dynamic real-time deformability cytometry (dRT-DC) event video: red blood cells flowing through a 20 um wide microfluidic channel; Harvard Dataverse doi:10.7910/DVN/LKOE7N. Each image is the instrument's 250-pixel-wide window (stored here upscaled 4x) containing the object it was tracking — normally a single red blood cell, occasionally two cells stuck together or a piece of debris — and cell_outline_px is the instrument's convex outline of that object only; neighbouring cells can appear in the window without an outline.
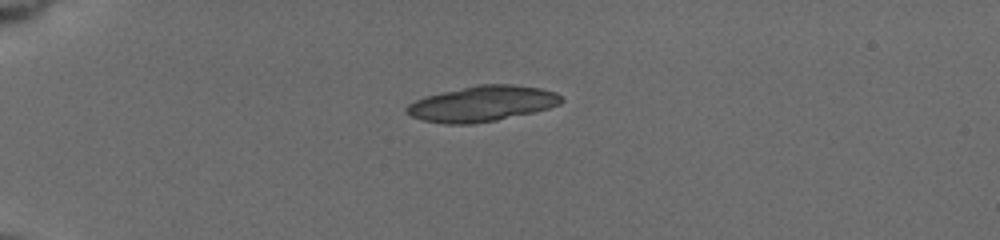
{"species": "common noctule bat (a hibernating species)", "species_latin": "Nyctalus noctula", "temperature_condition": "cold", "stored_images_in_passage": 41, "segment_of_instrument_passage": [1, 2], "camera_frame_rate_fps": 3000, "um_per_image_px": 0.085, "animal": {"sex": "female", "body_mass_g": 19.5, "forearm_length_mm": 54.1}, "frame": {"image": 1, "passage_image": 1, "time_ms": 0.0, "image_size_px": [1000, 240], "cell_outline_px": [[564, 100], [560, 104], [548, 108], [532, 112], [496, 120], [472, 124], [444, 124], [424, 120], [412, 116], [404, 112], [404, 108], [408, 104], [416, 100], [428, 96], [444, 92], [480, 84], [512, 84], [540, 88], [556, 92]], "centroid_in_image_um": [40.99, 8.82], "position_along_channel_um": 44.0, "area_um2": 31.73}}